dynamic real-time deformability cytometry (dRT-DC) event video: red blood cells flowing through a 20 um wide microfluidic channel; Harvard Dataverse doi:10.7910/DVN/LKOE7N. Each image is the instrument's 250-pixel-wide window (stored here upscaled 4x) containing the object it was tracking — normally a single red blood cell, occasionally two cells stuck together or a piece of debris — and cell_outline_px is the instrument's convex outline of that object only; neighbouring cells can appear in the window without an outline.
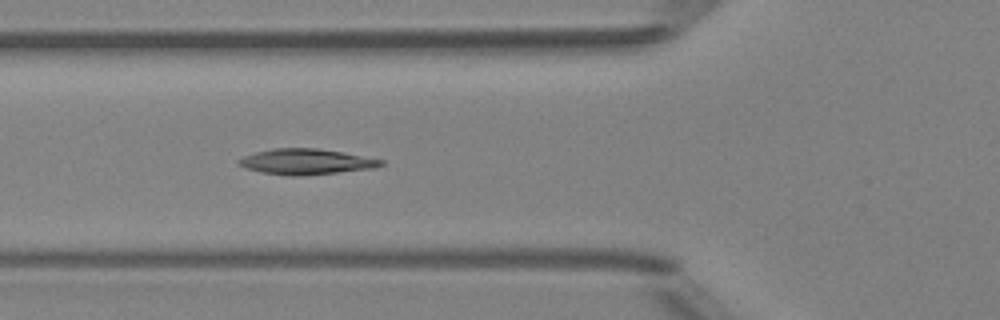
{"species": "Egyptian fruit bat (a non-hibernating species)", "species_latin": "Rousettus aegyptiacus", "temperature_condition": "room temperature", "stored_images_in_passage": 6, "camera_frame_rate_fps": 3000, "um_per_image_px": 0.085, "animal": {"sex": "female"}, "frame": {"image": 1, "passage_image": 6, "time_ms": 5.667, "image_size_px": [1000, 320], "cell_outline_px": [[384, 164], [372, 168], [300, 176], [292, 176], [260, 172], [248, 168], [240, 164], [236, 160], [244, 156], [256, 152], [272, 148], [316, 148], [340, 152], [384, 160]], "centroid_in_image_um": [25.99, 13.74], "position_along_channel_um": 99.8, "area_um2": 20.81}}